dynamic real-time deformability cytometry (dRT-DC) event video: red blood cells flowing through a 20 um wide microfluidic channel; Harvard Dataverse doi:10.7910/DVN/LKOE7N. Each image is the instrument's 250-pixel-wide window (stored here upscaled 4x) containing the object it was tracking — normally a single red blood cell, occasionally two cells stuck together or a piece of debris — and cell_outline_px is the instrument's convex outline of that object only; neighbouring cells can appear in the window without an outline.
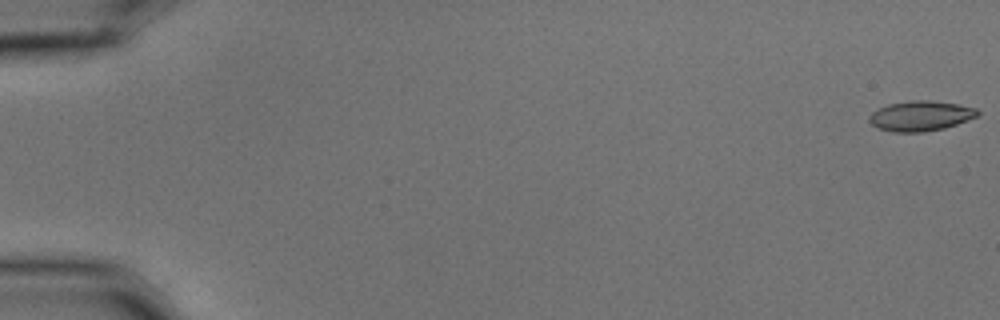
{"species": "common noctule bat (a hibernating species)", "species_latin": "Nyctalus noctula", "temperature_condition": "cold", "stored_images_in_passage": 7, "camera_frame_rate_fps": 3000, "um_per_image_px": 0.085, "animal": {"sex": "male", "body_mass_g": 15.6}, "frame": {"image": 1, "passage_image": 1, "time_ms": 0.0, "image_size_px": [1000, 320], "cell_outline_px": [[980, 116], [944, 128], [924, 132], [892, 132], [880, 128], [872, 124], [868, 120], [868, 116], [872, 112], [888, 104], [908, 100], [928, 100], [960, 104], [976, 108], [980, 112]], "centroid_in_image_um": [78.28, 9.84], "position_along_channel_um": 6.7, "area_um2": 19.13}}
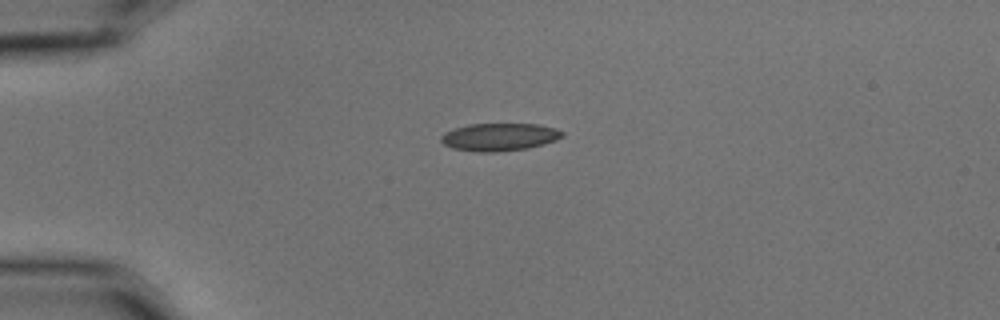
{"frame": {"image": 2, "passage_image": 5, "time_ms": 1.333, "image_size_px": [1000, 320], "cell_outline_px": [[564, 136], [556, 140], [544, 144], [528, 148], [496, 152], [476, 152], [452, 148], [444, 144], [440, 140], [440, 136], [444, 132], [468, 124], [536, 124], [556, 128], [564, 132]], "centroid_in_image_um": [42.45, 11.65], "position_along_channel_um": 42.6, "area_um2": 19.65}}
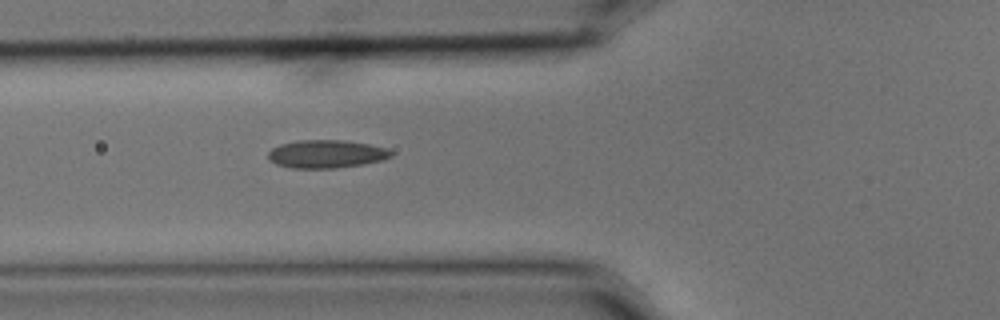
{"frame": {"image": 3, "passage_image": 7, "time_ms": 2.0, "image_size_px": [1000, 320], "cell_outline_px": [[392, 156], [384, 160], [364, 164], [336, 168], [292, 168], [276, 164], [268, 160], [268, 152], [272, 148], [280, 144], [296, 140], [344, 140], [368, 144], [388, 148], [392, 152]], "centroid_in_image_um": [27.74, 13.09], "position_along_channel_um": 98.1, "area_um2": 20.29}}